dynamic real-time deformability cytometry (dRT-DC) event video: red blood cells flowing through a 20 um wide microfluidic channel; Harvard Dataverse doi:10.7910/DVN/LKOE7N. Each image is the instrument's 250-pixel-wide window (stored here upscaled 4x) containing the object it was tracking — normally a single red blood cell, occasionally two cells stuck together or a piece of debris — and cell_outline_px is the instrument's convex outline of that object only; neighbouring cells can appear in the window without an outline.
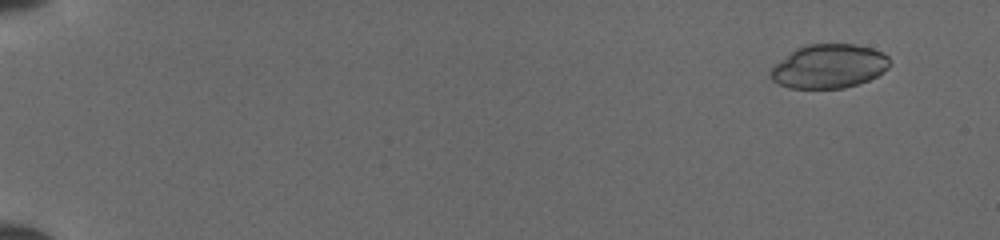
{"species": "common noctule bat (a hibernating species)", "species_latin": "Nyctalus noctula", "temperature_condition": "cold", "stored_images_in_passage": 52, "camera_frame_rate_fps": 3000, "um_per_image_px": 0.085, "animal": {"sex": "female", "body_mass_g": 19.5, "forearm_length_mm": 54.1}, "frame": {"image": 1, "passage_image": 5, "time_ms": 1.333, "image_size_px": [1000, 240], "cell_outline_px": [[892, 64], [888, 68], [876, 76], [868, 80], [844, 88], [788, 88], [772, 80], [772, 68], [776, 64], [796, 48], [808, 44], [856, 44], [872, 48], [888, 56]], "centroid_in_image_um": [70.5, 5.63], "position_along_channel_um": 14.5, "area_um2": 30.23}}